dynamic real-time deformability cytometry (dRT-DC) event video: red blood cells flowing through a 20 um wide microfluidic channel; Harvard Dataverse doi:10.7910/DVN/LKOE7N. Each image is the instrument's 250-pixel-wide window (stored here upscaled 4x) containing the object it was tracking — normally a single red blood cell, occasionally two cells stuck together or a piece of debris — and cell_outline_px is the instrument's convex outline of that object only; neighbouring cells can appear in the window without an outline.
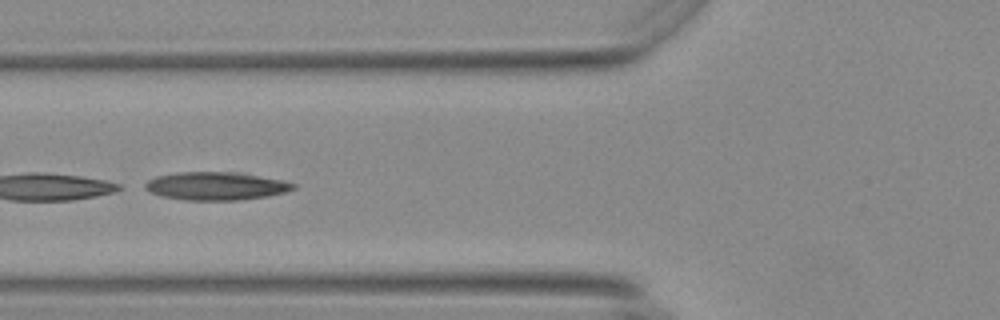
{"species": "Egyptian fruit bat (a non-hibernating species)", "species_latin": "Rousettus aegyptiacus", "temperature_condition": "warm", "stored_images_in_passage": 21, "camera_frame_rate_fps": 3000, "um_per_image_px": 0.085, "animal": {"sex": "female"}, "frame": {"image": 1, "passage_image": 12, "time_ms": 3.667, "image_size_px": [1000, 320], "cell_outline_px": [[296, 188], [284, 192], [268, 196], [240, 200], [188, 200], [160, 196], [148, 192], [140, 188], [148, 180], [156, 176], [176, 172], [244, 172], [280, 180], [296, 184]], "centroid_in_image_um": [18.3, 15.81], "position_along_channel_um": 107.5, "area_um2": 24.57}}